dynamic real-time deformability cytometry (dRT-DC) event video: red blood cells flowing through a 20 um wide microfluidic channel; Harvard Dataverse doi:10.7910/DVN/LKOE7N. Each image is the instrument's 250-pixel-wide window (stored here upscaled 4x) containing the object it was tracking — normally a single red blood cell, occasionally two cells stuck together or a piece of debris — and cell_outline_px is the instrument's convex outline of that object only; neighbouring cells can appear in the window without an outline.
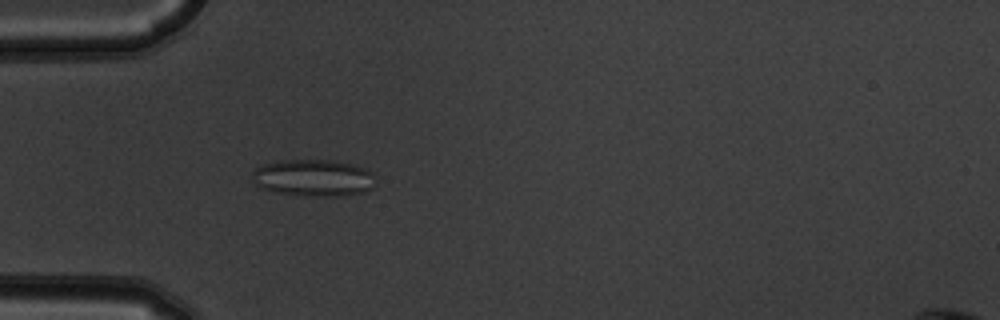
{"species": "common noctule bat (a hibernating species)", "species_latin": "Nyctalus noctula", "temperature_condition": "warm", "stored_images_in_passage": 2, "camera_frame_rate_fps": 3000, "um_per_image_px": 0.085, "animal": {"sex": "male", "body_mass_g": 19.5, "forearm_length_mm": 54.6}, "frame": {"image": 1, "passage_image": 2, "time_ms": 0.333, "image_size_px": [1000, 320], "cell_outline_px": [[372, 188], [364, 192], [340, 196], [312, 196], [276, 192], [260, 188], [252, 180], [252, 172], [256, 168], [264, 164], [280, 160], [336, 160], [352, 164], [364, 168], [372, 172]], "centroid_in_image_um": [26.61, 15.11], "position_along_channel_um": 58.4, "area_um2": 26.41}}